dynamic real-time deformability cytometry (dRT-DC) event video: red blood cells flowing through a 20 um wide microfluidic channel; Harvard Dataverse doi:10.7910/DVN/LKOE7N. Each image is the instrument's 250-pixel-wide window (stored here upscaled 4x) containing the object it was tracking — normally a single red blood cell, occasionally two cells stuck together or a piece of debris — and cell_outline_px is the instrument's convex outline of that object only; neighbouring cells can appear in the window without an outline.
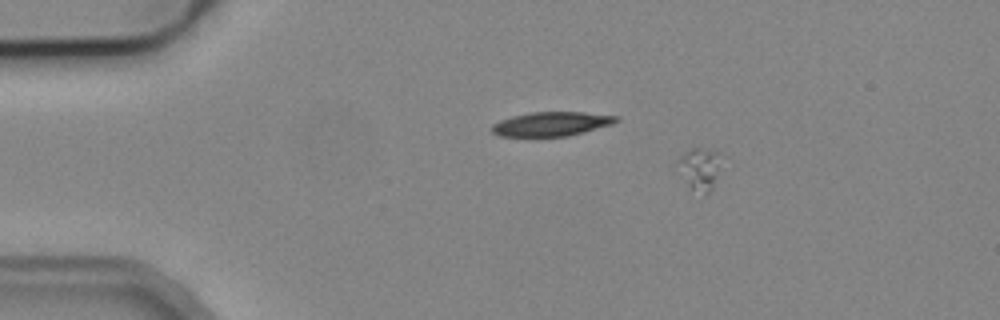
{"species": "common noctule bat (a hibernating species)", "species_latin": "Nyctalus noctula", "temperature_condition": "cold", "stored_images_in_passage": 3, "camera_frame_rate_fps": 3000, "um_per_image_px": 0.085, "animal": {"sex": "male", "body_mass_g": 19.2, "forearm_length_mm": 51.8}, "frame": {"image": 1, "passage_image": 1, "time_ms": 0.0, "image_size_px": [1000, 320], "cell_outline_px": [[720, 152], [716, 176], [712, 188], [704, 196], [692, 188], [688, 184], [676, 160], [688, 148], [700, 148]], "centroid_in_image_um": [59.46, 14.31], "position_along_channel_um": 25.5, "area_um2": 10.17}}